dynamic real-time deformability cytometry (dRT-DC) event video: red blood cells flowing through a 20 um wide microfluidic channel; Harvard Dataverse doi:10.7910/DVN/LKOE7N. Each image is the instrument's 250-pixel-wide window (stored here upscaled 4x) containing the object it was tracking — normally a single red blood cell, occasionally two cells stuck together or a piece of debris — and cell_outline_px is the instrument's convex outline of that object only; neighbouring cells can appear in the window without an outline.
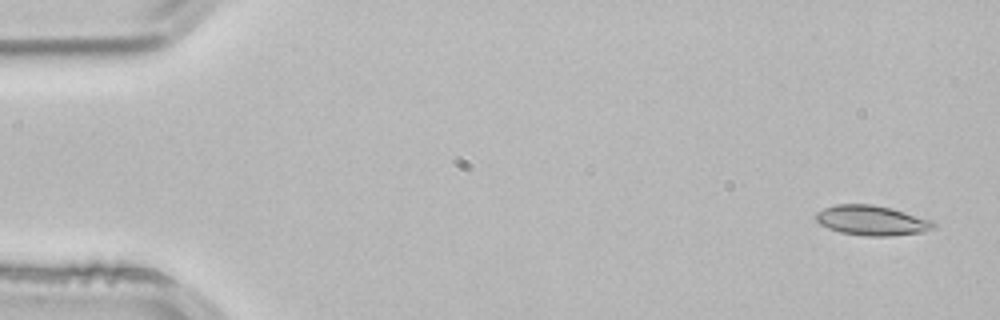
{"species": "common noctule bat (a hibernating species)", "species_latin": "Nyctalus noctula", "temperature_condition": "room temperature", "stored_images_in_passage": 4, "camera_frame_rate_fps": 3000, "um_per_image_px": 0.085, "animal": {"sex": "male", "body_mass_g": 21.5, "forearm_length_mm": 52.0}, "frame": {"image": 1, "passage_image": 1, "time_ms": 0.0, "image_size_px": [1000, 320], "cell_outline_px": [[936, 228], [924, 232], [888, 236], [864, 236], [840, 232], [828, 228], [820, 224], [816, 220], [816, 212], [824, 208], [836, 204], [872, 204], [892, 208], [936, 220]], "centroid_in_image_um": [74.17, 18.73], "position_along_channel_um": 10.8, "area_um2": 20.87}}
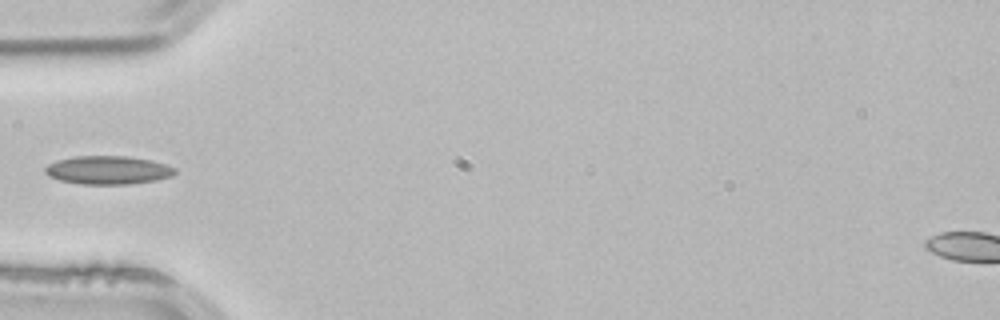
{"frame": {"image": 2, "passage_image": 4, "time_ms": 1.0, "image_size_px": [1000, 320], "cell_outline_px": [[176, 172], [172, 176], [156, 180], [128, 184], [80, 184], [60, 180], [48, 176], [44, 172], [44, 168], [48, 164], [56, 160], [76, 156], [128, 156], [152, 160], [168, 164], [176, 168]], "centroid_in_image_um": [9.19, 14.45], "position_along_channel_um": 75.8, "area_um2": 21.68}}